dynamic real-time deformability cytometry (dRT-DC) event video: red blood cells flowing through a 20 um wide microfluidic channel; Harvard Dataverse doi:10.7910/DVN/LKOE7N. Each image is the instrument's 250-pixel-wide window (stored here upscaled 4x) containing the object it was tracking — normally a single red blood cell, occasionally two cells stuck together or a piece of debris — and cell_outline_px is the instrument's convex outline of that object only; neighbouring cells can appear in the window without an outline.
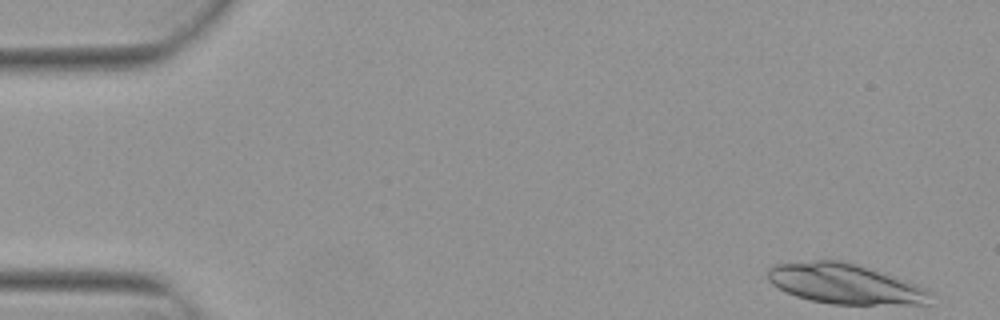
{"species": "Egyptian fruit bat (a non-hibernating species)", "species_latin": "Rousettus aegyptiacus", "temperature_condition": "warm", "stored_images_in_passage": 51, "segment_of_instrument_passage": [1, 2], "camera_frame_rate_fps": 3000, "um_per_image_px": 0.085, "animal": {"sex": "female"}, "frame": {"image": 1, "passage_image": 1, "time_ms": 0.0, "image_size_px": [1000, 320], "cell_outline_px": [[932, 292], [928, 304], [832, 304], [812, 300], [796, 296], [772, 284], [768, 280], [768, 268], [772, 264], [816, 260], [840, 260], [860, 264], [928, 288]], "centroid_in_image_um": [71.83, 24.11], "position_along_channel_um": 13.2, "area_um2": 38.09}}